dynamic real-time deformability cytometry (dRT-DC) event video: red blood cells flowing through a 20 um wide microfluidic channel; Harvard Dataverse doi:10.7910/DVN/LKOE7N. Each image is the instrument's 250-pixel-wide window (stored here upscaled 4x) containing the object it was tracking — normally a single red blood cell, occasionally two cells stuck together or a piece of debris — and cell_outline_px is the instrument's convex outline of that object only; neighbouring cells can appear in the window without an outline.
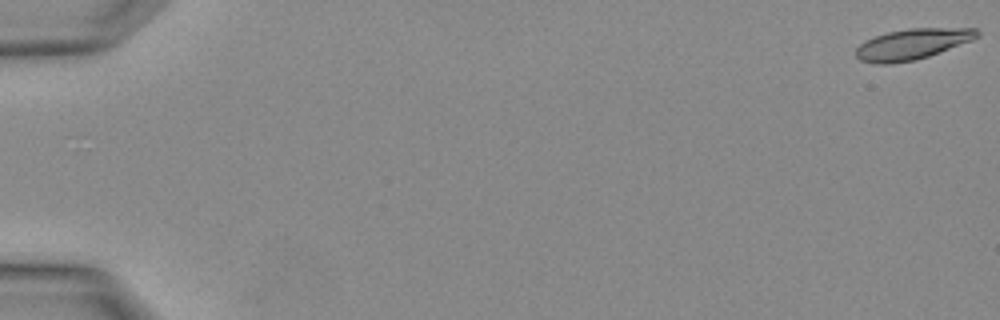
{"species": "Egyptian fruit bat (a non-hibernating species)", "species_latin": "Rousettus aegyptiacus", "temperature_condition": "warm", "stored_images_in_passage": 4, "camera_frame_rate_fps": 3000, "um_per_image_px": 0.085, "animal": {"sex": "female"}, "frame": {"image": 1, "passage_image": 1, "time_ms": 0.0, "image_size_px": [1000, 320], "cell_outline_px": [[980, 36], [972, 40], [928, 56], [916, 60], [888, 64], [880, 64], [860, 60], [856, 56], [856, 48], [860, 44], [876, 36], [888, 32], [908, 28], [976, 28], [980, 32]], "centroid_in_image_um": [77.57, 3.74], "position_along_channel_um": 7.4, "area_um2": 21.5}}
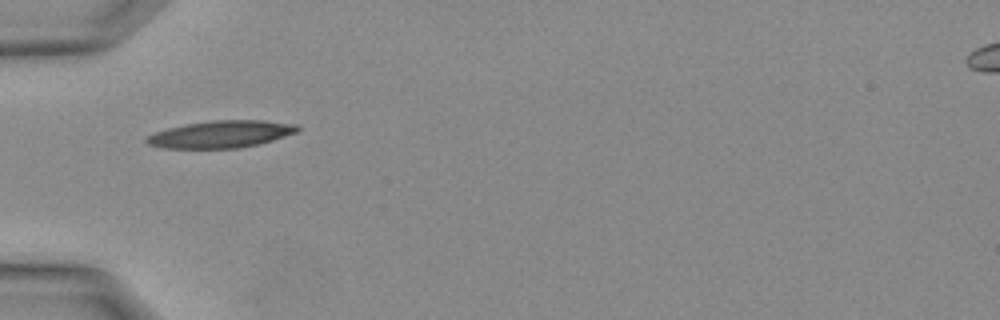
{"frame": {"image": 2, "passage_image": 4, "time_ms": 1.0, "image_size_px": [1000, 320], "cell_outline_px": [[300, 128], [296, 132], [260, 144], [240, 148], [160, 148], [148, 144], [144, 140], [148, 136], [156, 132], [168, 128], [188, 124], [212, 120], [264, 120], [296, 124]], "centroid_in_image_um": [18.78, 11.41], "position_along_channel_um": 66.2, "area_um2": 23.76}}